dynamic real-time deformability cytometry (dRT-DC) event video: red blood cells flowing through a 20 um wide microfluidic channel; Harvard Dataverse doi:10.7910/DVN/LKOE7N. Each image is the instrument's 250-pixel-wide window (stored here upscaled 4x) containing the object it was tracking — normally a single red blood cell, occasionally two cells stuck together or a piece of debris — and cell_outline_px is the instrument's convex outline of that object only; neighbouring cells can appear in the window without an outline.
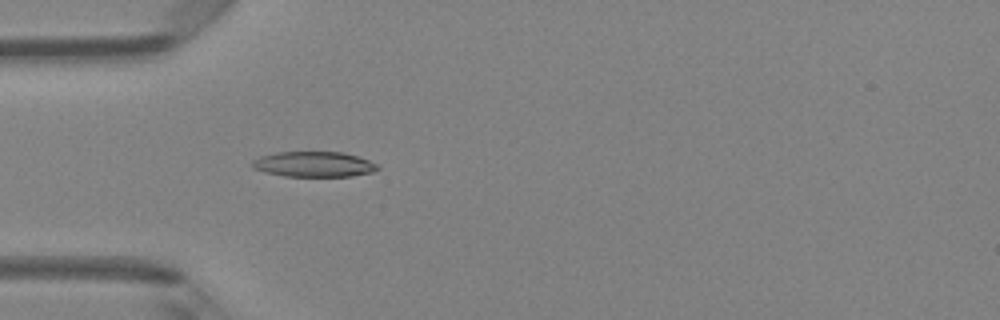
{"species": "Egyptian fruit bat (a non-hibernating species)", "species_latin": "Rousettus aegyptiacus", "temperature_condition": "room temperature", "stored_images_in_passage": 4, "camera_frame_rate_fps": 3000, "um_per_image_px": 0.085, "animal": {"sex": "female"}, "frame": {"image": 1, "passage_image": 4, "time_ms": 1.0, "image_size_px": [1000, 320], "cell_outline_px": [[380, 168], [372, 172], [352, 176], [284, 176], [264, 172], [252, 168], [252, 160], [260, 156], [276, 152], [344, 152], [368, 160], [376, 164]], "centroid_in_image_um": [26.64, 13.96], "position_along_channel_um": 58.4, "area_um2": 18.5}}